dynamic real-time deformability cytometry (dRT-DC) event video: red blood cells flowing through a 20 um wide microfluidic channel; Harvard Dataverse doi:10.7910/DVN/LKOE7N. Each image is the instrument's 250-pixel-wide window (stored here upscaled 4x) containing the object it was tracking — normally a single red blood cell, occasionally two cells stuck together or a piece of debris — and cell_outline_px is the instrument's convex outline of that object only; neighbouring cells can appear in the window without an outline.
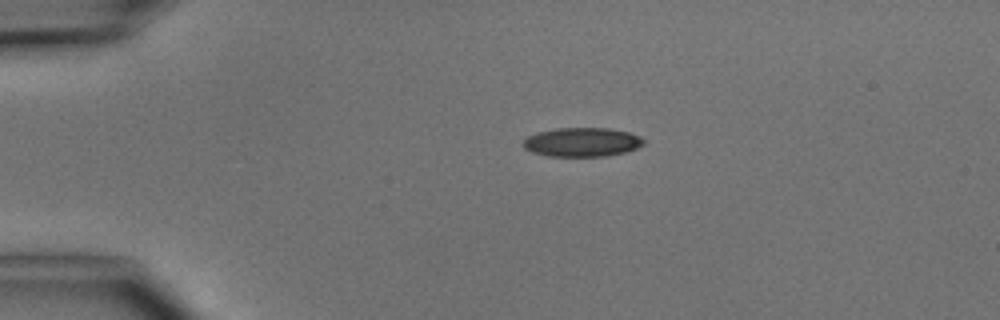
{"species": "common noctule bat (a hibernating species)", "species_latin": "Nyctalus noctula", "temperature_condition": "cold", "stored_images_in_passage": 2, "camera_frame_rate_fps": 3000, "um_per_image_px": 0.085, "animal": {"sex": "male", "body_mass_g": 15.6}, "frame": {"image": 1, "passage_image": 1, "time_ms": 0.0, "image_size_px": [1000, 320], "cell_outline_px": [[644, 144], [636, 148], [624, 152], [604, 156], [548, 156], [532, 152], [524, 148], [520, 144], [528, 136], [536, 132], [556, 128], [608, 128], [628, 132], [640, 136], [644, 140]], "centroid_in_image_um": [49.43, 12.07], "position_along_channel_um": 35.6, "area_um2": 20.4}}